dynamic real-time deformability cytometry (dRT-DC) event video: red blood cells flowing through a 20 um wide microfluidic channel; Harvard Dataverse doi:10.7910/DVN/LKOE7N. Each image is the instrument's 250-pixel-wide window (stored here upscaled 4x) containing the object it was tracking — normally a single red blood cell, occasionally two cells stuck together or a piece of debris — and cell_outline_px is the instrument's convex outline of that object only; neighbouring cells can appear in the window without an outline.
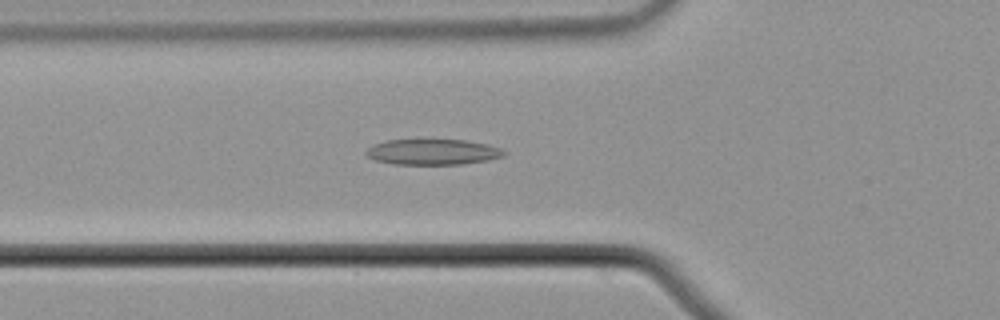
{"species": "common noctule bat (a hibernating species)", "species_latin": "Nyctalus noctula", "temperature_condition": "cold", "stored_images_in_passage": 38, "camera_frame_rate_fps": 3000, "um_per_image_px": 0.085, "animal": {"sex": "male", "body_mass_g": 21.5, "forearm_length_mm": 52.0}, "frame": {"image": 1, "passage_image": 3, "time_ms": 0.667, "image_size_px": [1000, 320], "cell_outline_px": [[508, 152], [504, 156], [488, 160], [464, 164], [392, 164], [376, 160], [368, 156], [364, 152], [368, 148], [376, 144], [388, 140], [468, 140], [488, 144], [500, 148]], "centroid_in_image_um": [36.84, 12.92], "position_along_channel_um": 89.0, "area_um2": 20.58}}
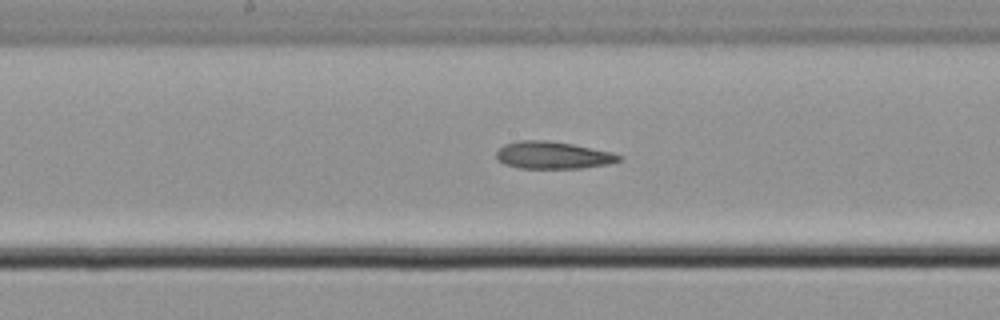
{"frame": {"image": 2, "passage_image": 12, "time_ms": 3.667, "image_size_px": [1000, 320], "cell_outline_px": [[624, 156], [620, 160], [608, 164], [584, 168], [520, 168], [504, 164], [496, 156], [496, 152], [504, 144], [520, 140], [544, 140], [572, 144], [612, 152]], "centroid_in_image_um": [47.01, 13.19], "position_along_channel_um": 201.2, "area_um2": 19.42}}
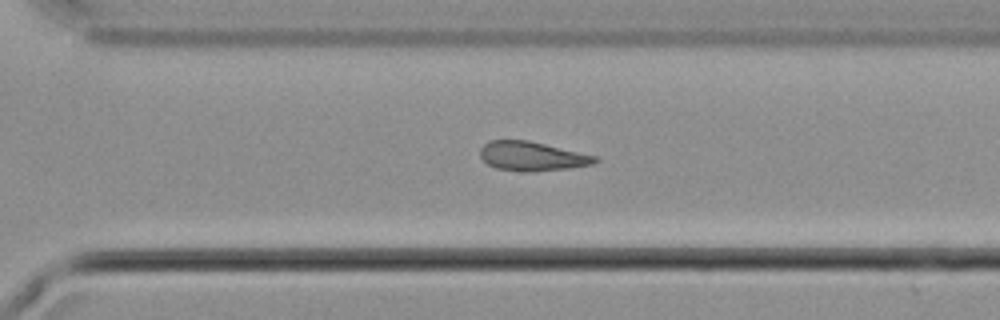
{"frame": {"image": 3, "passage_image": 22, "time_ms": 7.0, "image_size_px": [1000, 320], "cell_outline_px": [[600, 160], [592, 164], [572, 168], [528, 172], [496, 168], [488, 164], [480, 156], [480, 148], [488, 140], [528, 140], [600, 156]], "centroid_in_image_um": [45.27, 13.27], "position_along_channel_um": 325.3, "area_um2": 19.77}, "authors_computed_cell_mechanics": {"area_um2": 19.7965, "velocity_mm_per_s": 3.7293, "shape_relaxation_time_tau1_ms": null, "shape_relaxation_time_tau2_ms": 3.2392, "deformation_change_tau1": null, "deformation_change_tau2": 0.1137}}